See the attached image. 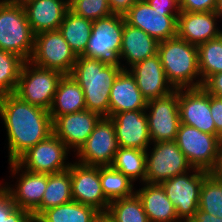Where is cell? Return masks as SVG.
Returning a JSON list of instances; mask_svg holds the SVG:
<instances>
[{
  "instance_id": "cell-1",
  "label": "cell",
  "mask_w": 222,
  "mask_h": 222,
  "mask_svg": "<svg viewBox=\"0 0 222 222\" xmlns=\"http://www.w3.org/2000/svg\"><path fill=\"white\" fill-rule=\"evenodd\" d=\"M0 117L7 131L9 162L53 134L49 111L27 103L14 93L0 97Z\"/></svg>"
},
{
  "instance_id": "cell-2",
  "label": "cell",
  "mask_w": 222,
  "mask_h": 222,
  "mask_svg": "<svg viewBox=\"0 0 222 222\" xmlns=\"http://www.w3.org/2000/svg\"><path fill=\"white\" fill-rule=\"evenodd\" d=\"M123 70L118 63L78 56L70 75L83 90L86 109L109 117V94L111 87Z\"/></svg>"
},
{
  "instance_id": "cell-3",
  "label": "cell",
  "mask_w": 222,
  "mask_h": 222,
  "mask_svg": "<svg viewBox=\"0 0 222 222\" xmlns=\"http://www.w3.org/2000/svg\"><path fill=\"white\" fill-rule=\"evenodd\" d=\"M158 54L166 77L175 89L201 87L196 45L176 36L160 41Z\"/></svg>"
},
{
  "instance_id": "cell-4",
  "label": "cell",
  "mask_w": 222,
  "mask_h": 222,
  "mask_svg": "<svg viewBox=\"0 0 222 222\" xmlns=\"http://www.w3.org/2000/svg\"><path fill=\"white\" fill-rule=\"evenodd\" d=\"M33 33L23 5L0 0V50L30 60L34 50Z\"/></svg>"
},
{
  "instance_id": "cell-5",
  "label": "cell",
  "mask_w": 222,
  "mask_h": 222,
  "mask_svg": "<svg viewBox=\"0 0 222 222\" xmlns=\"http://www.w3.org/2000/svg\"><path fill=\"white\" fill-rule=\"evenodd\" d=\"M63 74L25 61L14 94L31 105L48 110Z\"/></svg>"
},
{
  "instance_id": "cell-6",
  "label": "cell",
  "mask_w": 222,
  "mask_h": 222,
  "mask_svg": "<svg viewBox=\"0 0 222 222\" xmlns=\"http://www.w3.org/2000/svg\"><path fill=\"white\" fill-rule=\"evenodd\" d=\"M208 174L209 171L193 168L160 183L181 222L192 219L198 210L201 186Z\"/></svg>"
},
{
  "instance_id": "cell-7",
  "label": "cell",
  "mask_w": 222,
  "mask_h": 222,
  "mask_svg": "<svg viewBox=\"0 0 222 222\" xmlns=\"http://www.w3.org/2000/svg\"><path fill=\"white\" fill-rule=\"evenodd\" d=\"M151 144V151L146 150V183L160 184L193 169L175 140Z\"/></svg>"
},
{
  "instance_id": "cell-8",
  "label": "cell",
  "mask_w": 222,
  "mask_h": 222,
  "mask_svg": "<svg viewBox=\"0 0 222 222\" xmlns=\"http://www.w3.org/2000/svg\"><path fill=\"white\" fill-rule=\"evenodd\" d=\"M76 60V54L59 30L35 35L34 50L29 60L33 64L69 75Z\"/></svg>"
},
{
  "instance_id": "cell-9",
  "label": "cell",
  "mask_w": 222,
  "mask_h": 222,
  "mask_svg": "<svg viewBox=\"0 0 222 222\" xmlns=\"http://www.w3.org/2000/svg\"><path fill=\"white\" fill-rule=\"evenodd\" d=\"M179 149L193 168L209 171L222 147V139L195 127L180 123L175 139Z\"/></svg>"
},
{
  "instance_id": "cell-10",
  "label": "cell",
  "mask_w": 222,
  "mask_h": 222,
  "mask_svg": "<svg viewBox=\"0 0 222 222\" xmlns=\"http://www.w3.org/2000/svg\"><path fill=\"white\" fill-rule=\"evenodd\" d=\"M70 152L64 142L53 133L47 139L29 148L16 162L30 172L58 173L70 167L71 162L66 161Z\"/></svg>"
},
{
  "instance_id": "cell-11",
  "label": "cell",
  "mask_w": 222,
  "mask_h": 222,
  "mask_svg": "<svg viewBox=\"0 0 222 222\" xmlns=\"http://www.w3.org/2000/svg\"><path fill=\"white\" fill-rule=\"evenodd\" d=\"M124 22V16L118 14L93 21L90 39L82 56L109 63L118 62Z\"/></svg>"
},
{
  "instance_id": "cell-12",
  "label": "cell",
  "mask_w": 222,
  "mask_h": 222,
  "mask_svg": "<svg viewBox=\"0 0 222 222\" xmlns=\"http://www.w3.org/2000/svg\"><path fill=\"white\" fill-rule=\"evenodd\" d=\"M119 148L112 120L102 117L75 155L83 165L110 166Z\"/></svg>"
},
{
  "instance_id": "cell-13",
  "label": "cell",
  "mask_w": 222,
  "mask_h": 222,
  "mask_svg": "<svg viewBox=\"0 0 222 222\" xmlns=\"http://www.w3.org/2000/svg\"><path fill=\"white\" fill-rule=\"evenodd\" d=\"M145 112L153 143L176 139L180 125L178 89L167 96L147 101Z\"/></svg>"
},
{
  "instance_id": "cell-14",
  "label": "cell",
  "mask_w": 222,
  "mask_h": 222,
  "mask_svg": "<svg viewBox=\"0 0 222 222\" xmlns=\"http://www.w3.org/2000/svg\"><path fill=\"white\" fill-rule=\"evenodd\" d=\"M124 18L127 24L142 29L159 42L177 36L178 15H167L165 11L155 10L146 0H138Z\"/></svg>"
},
{
  "instance_id": "cell-15",
  "label": "cell",
  "mask_w": 222,
  "mask_h": 222,
  "mask_svg": "<svg viewBox=\"0 0 222 222\" xmlns=\"http://www.w3.org/2000/svg\"><path fill=\"white\" fill-rule=\"evenodd\" d=\"M70 174L73 201L106 213L110 202L102 190L100 166H88L75 161L70 165Z\"/></svg>"
},
{
  "instance_id": "cell-16",
  "label": "cell",
  "mask_w": 222,
  "mask_h": 222,
  "mask_svg": "<svg viewBox=\"0 0 222 222\" xmlns=\"http://www.w3.org/2000/svg\"><path fill=\"white\" fill-rule=\"evenodd\" d=\"M178 105L180 123L216 135L210 110V95L202 87L178 89Z\"/></svg>"
},
{
  "instance_id": "cell-17",
  "label": "cell",
  "mask_w": 222,
  "mask_h": 222,
  "mask_svg": "<svg viewBox=\"0 0 222 222\" xmlns=\"http://www.w3.org/2000/svg\"><path fill=\"white\" fill-rule=\"evenodd\" d=\"M11 168V176H17L16 185H5L11 192L17 207L34 213L42 202L43 194L47 187V174L34 173L23 168L16 162H8ZM21 170V171H20ZM22 172V173H20ZM20 173V174H19ZM18 182V183H17ZM15 187V188H13Z\"/></svg>"
},
{
  "instance_id": "cell-18",
  "label": "cell",
  "mask_w": 222,
  "mask_h": 222,
  "mask_svg": "<svg viewBox=\"0 0 222 222\" xmlns=\"http://www.w3.org/2000/svg\"><path fill=\"white\" fill-rule=\"evenodd\" d=\"M101 118L99 114L87 109L58 116L53 121V133L70 150L76 152L87 141Z\"/></svg>"
},
{
  "instance_id": "cell-19",
  "label": "cell",
  "mask_w": 222,
  "mask_h": 222,
  "mask_svg": "<svg viewBox=\"0 0 222 222\" xmlns=\"http://www.w3.org/2000/svg\"><path fill=\"white\" fill-rule=\"evenodd\" d=\"M147 101L167 96L176 90L168 81L159 54L140 61L127 69Z\"/></svg>"
},
{
  "instance_id": "cell-20",
  "label": "cell",
  "mask_w": 222,
  "mask_h": 222,
  "mask_svg": "<svg viewBox=\"0 0 222 222\" xmlns=\"http://www.w3.org/2000/svg\"><path fill=\"white\" fill-rule=\"evenodd\" d=\"M115 127L119 146L146 151L152 141L145 110L123 111L109 117Z\"/></svg>"
},
{
  "instance_id": "cell-21",
  "label": "cell",
  "mask_w": 222,
  "mask_h": 222,
  "mask_svg": "<svg viewBox=\"0 0 222 222\" xmlns=\"http://www.w3.org/2000/svg\"><path fill=\"white\" fill-rule=\"evenodd\" d=\"M215 11L180 12L177 18V37L193 45L217 38L222 31L217 27Z\"/></svg>"
},
{
  "instance_id": "cell-22",
  "label": "cell",
  "mask_w": 222,
  "mask_h": 222,
  "mask_svg": "<svg viewBox=\"0 0 222 222\" xmlns=\"http://www.w3.org/2000/svg\"><path fill=\"white\" fill-rule=\"evenodd\" d=\"M33 33L59 29L69 10V0H30L23 5Z\"/></svg>"
},
{
  "instance_id": "cell-23",
  "label": "cell",
  "mask_w": 222,
  "mask_h": 222,
  "mask_svg": "<svg viewBox=\"0 0 222 222\" xmlns=\"http://www.w3.org/2000/svg\"><path fill=\"white\" fill-rule=\"evenodd\" d=\"M158 46V40L142 29L132 27L124 22L118 63L122 66L123 70H127L128 67L158 54ZM121 60H126L125 63L129 66L126 67L124 63L121 64Z\"/></svg>"
},
{
  "instance_id": "cell-24",
  "label": "cell",
  "mask_w": 222,
  "mask_h": 222,
  "mask_svg": "<svg viewBox=\"0 0 222 222\" xmlns=\"http://www.w3.org/2000/svg\"><path fill=\"white\" fill-rule=\"evenodd\" d=\"M147 100L137 87L128 70H122L115 79L109 94V117L123 111L145 110Z\"/></svg>"
},
{
  "instance_id": "cell-25",
  "label": "cell",
  "mask_w": 222,
  "mask_h": 222,
  "mask_svg": "<svg viewBox=\"0 0 222 222\" xmlns=\"http://www.w3.org/2000/svg\"><path fill=\"white\" fill-rule=\"evenodd\" d=\"M144 184L135 193L140 198L149 222H181L160 184Z\"/></svg>"
},
{
  "instance_id": "cell-26",
  "label": "cell",
  "mask_w": 222,
  "mask_h": 222,
  "mask_svg": "<svg viewBox=\"0 0 222 222\" xmlns=\"http://www.w3.org/2000/svg\"><path fill=\"white\" fill-rule=\"evenodd\" d=\"M86 109L84 93L78 82L69 74L63 75L58 83L57 91L49 109L54 121L58 116Z\"/></svg>"
},
{
  "instance_id": "cell-27",
  "label": "cell",
  "mask_w": 222,
  "mask_h": 222,
  "mask_svg": "<svg viewBox=\"0 0 222 222\" xmlns=\"http://www.w3.org/2000/svg\"><path fill=\"white\" fill-rule=\"evenodd\" d=\"M93 21L76 15L70 9L59 26V31L76 56H82L90 39Z\"/></svg>"
},
{
  "instance_id": "cell-28",
  "label": "cell",
  "mask_w": 222,
  "mask_h": 222,
  "mask_svg": "<svg viewBox=\"0 0 222 222\" xmlns=\"http://www.w3.org/2000/svg\"><path fill=\"white\" fill-rule=\"evenodd\" d=\"M73 200L70 167L62 172L47 174V187L42 202L34 214L39 217L45 210Z\"/></svg>"
},
{
  "instance_id": "cell-29",
  "label": "cell",
  "mask_w": 222,
  "mask_h": 222,
  "mask_svg": "<svg viewBox=\"0 0 222 222\" xmlns=\"http://www.w3.org/2000/svg\"><path fill=\"white\" fill-rule=\"evenodd\" d=\"M100 215L94 207L72 200L45 210L38 222H95Z\"/></svg>"
},
{
  "instance_id": "cell-30",
  "label": "cell",
  "mask_w": 222,
  "mask_h": 222,
  "mask_svg": "<svg viewBox=\"0 0 222 222\" xmlns=\"http://www.w3.org/2000/svg\"><path fill=\"white\" fill-rule=\"evenodd\" d=\"M133 182H146V151L120 147L111 164Z\"/></svg>"
},
{
  "instance_id": "cell-31",
  "label": "cell",
  "mask_w": 222,
  "mask_h": 222,
  "mask_svg": "<svg viewBox=\"0 0 222 222\" xmlns=\"http://www.w3.org/2000/svg\"><path fill=\"white\" fill-rule=\"evenodd\" d=\"M100 182L105 198L111 202L135 193L134 182L110 166H100Z\"/></svg>"
},
{
  "instance_id": "cell-32",
  "label": "cell",
  "mask_w": 222,
  "mask_h": 222,
  "mask_svg": "<svg viewBox=\"0 0 222 222\" xmlns=\"http://www.w3.org/2000/svg\"><path fill=\"white\" fill-rule=\"evenodd\" d=\"M105 214L113 222H149L142 202L136 193L130 197L111 201Z\"/></svg>"
},
{
  "instance_id": "cell-33",
  "label": "cell",
  "mask_w": 222,
  "mask_h": 222,
  "mask_svg": "<svg viewBox=\"0 0 222 222\" xmlns=\"http://www.w3.org/2000/svg\"><path fill=\"white\" fill-rule=\"evenodd\" d=\"M202 82L210 75L222 72V34L197 46Z\"/></svg>"
},
{
  "instance_id": "cell-34",
  "label": "cell",
  "mask_w": 222,
  "mask_h": 222,
  "mask_svg": "<svg viewBox=\"0 0 222 222\" xmlns=\"http://www.w3.org/2000/svg\"><path fill=\"white\" fill-rule=\"evenodd\" d=\"M24 62L20 56L0 50V97L15 92Z\"/></svg>"
},
{
  "instance_id": "cell-35",
  "label": "cell",
  "mask_w": 222,
  "mask_h": 222,
  "mask_svg": "<svg viewBox=\"0 0 222 222\" xmlns=\"http://www.w3.org/2000/svg\"><path fill=\"white\" fill-rule=\"evenodd\" d=\"M198 208L222 218V183L207 175L202 183Z\"/></svg>"
},
{
  "instance_id": "cell-36",
  "label": "cell",
  "mask_w": 222,
  "mask_h": 222,
  "mask_svg": "<svg viewBox=\"0 0 222 222\" xmlns=\"http://www.w3.org/2000/svg\"><path fill=\"white\" fill-rule=\"evenodd\" d=\"M0 222H38V217L17 207L11 192L0 184Z\"/></svg>"
},
{
  "instance_id": "cell-37",
  "label": "cell",
  "mask_w": 222,
  "mask_h": 222,
  "mask_svg": "<svg viewBox=\"0 0 222 222\" xmlns=\"http://www.w3.org/2000/svg\"><path fill=\"white\" fill-rule=\"evenodd\" d=\"M69 9L90 21L106 18L112 14L108 0H69Z\"/></svg>"
},
{
  "instance_id": "cell-38",
  "label": "cell",
  "mask_w": 222,
  "mask_h": 222,
  "mask_svg": "<svg viewBox=\"0 0 222 222\" xmlns=\"http://www.w3.org/2000/svg\"><path fill=\"white\" fill-rule=\"evenodd\" d=\"M216 0H183L180 4L182 12H207L215 11Z\"/></svg>"
},
{
  "instance_id": "cell-39",
  "label": "cell",
  "mask_w": 222,
  "mask_h": 222,
  "mask_svg": "<svg viewBox=\"0 0 222 222\" xmlns=\"http://www.w3.org/2000/svg\"><path fill=\"white\" fill-rule=\"evenodd\" d=\"M210 110L215 123L216 135L222 139V97L210 95Z\"/></svg>"
},
{
  "instance_id": "cell-40",
  "label": "cell",
  "mask_w": 222,
  "mask_h": 222,
  "mask_svg": "<svg viewBox=\"0 0 222 222\" xmlns=\"http://www.w3.org/2000/svg\"><path fill=\"white\" fill-rule=\"evenodd\" d=\"M201 87L209 95L222 97V72L208 76Z\"/></svg>"
},
{
  "instance_id": "cell-41",
  "label": "cell",
  "mask_w": 222,
  "mask_h": 222,
  "mask_svg": "<svg viewBox=\"0 0 222 222\" xmlns=\"http://www.w3.org/2000/svg\"><path fill=\"white\" fill-rule=\"evenodd\" d=\"M155 10L165 11L167 15H179L180 4L176 0H146Z\"/></svg>"
},
{
  "instance_id": "cell-42",
  "label": "cell",
  "mask_w": 222,
  "mask_h": 222,
  "mask_svg": "<svg viewBox=\"0 0 222 222\" xmlns=\"http://www.w3.org/2000/svg\"><path fill=\"white\" fill-rule=\"evenodd\" d=\"M138 0H108L112 14L124 16Z\"/></svg>"
},
{
  "instance_id": "cell-43",
  "label": "cell",
  "mask_w": 222,
  "mask_h": 222,
  "mask_svg": "<svg viewBox=\"0 0 222 222\" xmlns=\"http://www.w3.org/2000/svg\"><path fill=\"white\" fill-rule=\"evenodd\" d=\"M187 222H222V218L213 216L198 208L194 214V217Z\"/></svg>"
},
{
  "instance_id": "cell-44",
  "label": "cell",
  "mask_w": 222,
  "mask_h": 222,
  "mask_svg": "<svg viewBox=\"0 0 222 222\" xmlns=\"http://www.w3.org/2000/svg\"><path fill=\"white\" fill-rule=\"evenodd\" d=\"M209 175H211L218 182L222 183V147L219 151L214 166L209 170Z\"/></svg>"
},
{
  "instance_id": "cell-45",
  "label": "cell",
  "mask_w": 222,
  "mask_h": 222,
  "mask_svg": "<svg viewBox=\"0 0 222 222\" xmlns=\"http://www.w3.org/2000/svg\"><path fill=\"white\" fill-rule=\"evenodd\" d=\"M215 12L219 18H222V0H216Z\"/></svg>"
},
{
  "instance_id": "cell-46",
  "label": "cell",
  "mask_w": 222,
  "mask_h": 222,
  "mask_svg": "<svg viewBox=\"0 0 222 222\" xmlns=\"http://www.w3.org/2000/svg\"><path fill=\"white\" fill-rule=\"evenodd\" d=\"M95 222H113L108 215L105 213H101V215L97 218Z\"/></svg>"
},
{
  "instance_id": "cell-47",
  "label": "cell",
  "mask_w": 222,
  "mask_h": 222,
  "mask_svg": "<svg viewBox=\"0 0 222 222\" xmlns=\"http://www.w3.org/2000/svg\"><path fill=\"white\" fill-rule=\"evenodd\" d=\"M6 1L11 2V3H15V4H19V5H24L25 3H27L30 0H6Z\"/></svg>"
},
{
  "instance_id": "cell-48",
  "label": "cell",
  "mask_w": 222,
  "mask_h": 222,
  "mask_svg": "<svg viewBox=\"0 0 222 222\" xmlns=\"http://www.w3.org/2000/svg\"><path fill=\"white\" fill-rule=\"evenodd\" d=\"M179 4H181L183 2V0H176Z\"/></svg>"
}]
</instances>
